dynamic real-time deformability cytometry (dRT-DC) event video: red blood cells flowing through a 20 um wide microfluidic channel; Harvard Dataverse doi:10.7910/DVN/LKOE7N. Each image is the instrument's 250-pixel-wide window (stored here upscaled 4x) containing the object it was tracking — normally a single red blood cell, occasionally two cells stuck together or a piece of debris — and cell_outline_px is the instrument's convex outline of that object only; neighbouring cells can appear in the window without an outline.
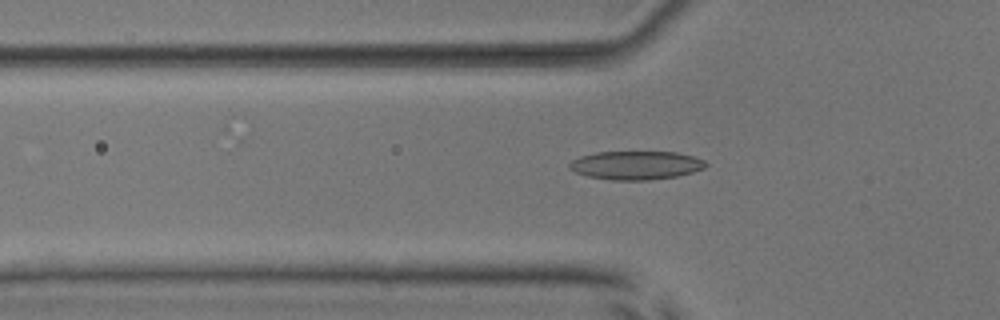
{"species": "common noctule bat (a hibernating species)", "species_latin": "Nyctalus noctula", "temperature_condition": "room temperature", "stored_images_in_passage": 52, "camera_frame_rate_fps": 3000, "um_per_image_px": 0.085, "animal": {"sex": "male", "body_mass_g": 17.9, "forearm_length_mm": 54.2}, "frame": {"image": 1, "passage_image": 18, "time_ms": 5.667, "image_size_px": [1000, 320], "cell_outline_px": [[708, 164], [704, 168], [692, 172], [676, 176], [648, 180], [612, 180], [588, 176], [576, 172], [568, 168], [568, 164], [572, 160], [580, 156], [596, 152], [676, 152], [692, 156], [704, 160]], "centroid_in_image_um": [54.04, 14.04], "position_along_channel_um": 71.8, "area_um2": 22.6}}
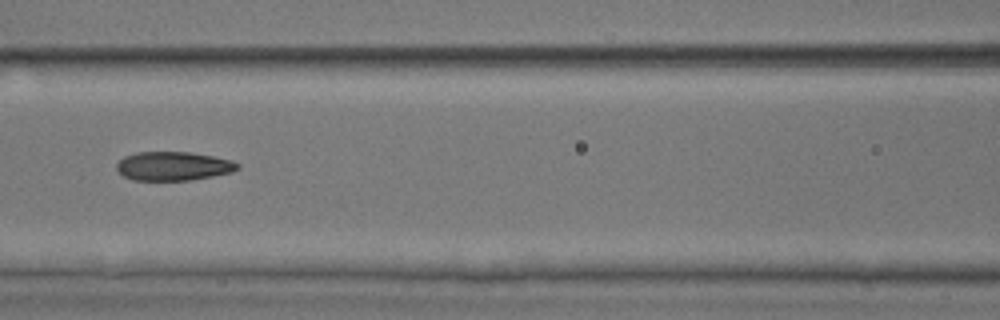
{"frame": {"image": 2, "passage_image": 24, "time_ms": 7.667, "image_size_px": [1000, 320], "cell_outline_px": [[240, 168], [232, 172], [192, 180], [132, 180], [124, 176], [116, 168], [116, 164], [124, 156], [136, 152], [188, 152], [212, 156], [232, 160], [240, 164]], "centroid_in_image_um": [14.74, 14.12], "position_along_channel_um": 151.9, "area_um2": 20.35}}
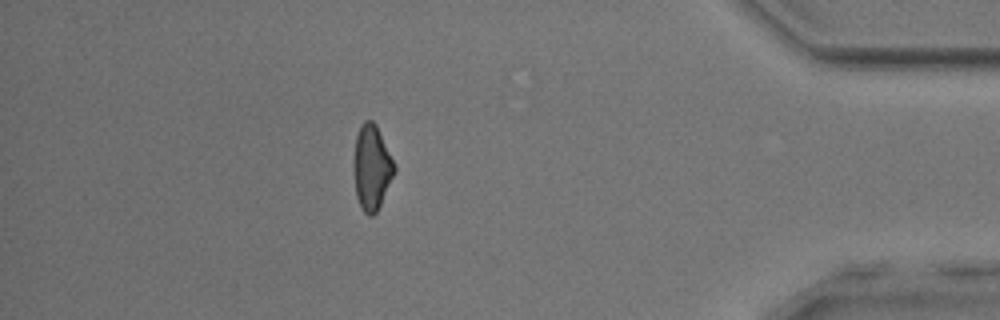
{"frame": {"image": 3, "passage_image": 46, "time_ms": 15.0, "image_size_px": [1000, 320], "cell_outline_px": [[396, 172], [376, 212], [372, 216], [368, 216], [360, 208], [356, 196], [356, 136], [360, 124], [364, 120], [372, 120], [376, 124], [396, 168]], "centroid_in_image_um": [31.63, 14.25], "position_along_channel_um": 403.6, "area_um2": 19.42}, "authors_computed_cell_mechanics": {"area_um2": 20.808, "velocity_mm_per_s": 4.0017, "shape_relaxation_time_tau1_ms": 5.9985, "shape_relaxation_time_tau2_ms": 1.7641, "deformation_change_tau1": 0.1754, "deformation_change_tau2": 0.0872}}